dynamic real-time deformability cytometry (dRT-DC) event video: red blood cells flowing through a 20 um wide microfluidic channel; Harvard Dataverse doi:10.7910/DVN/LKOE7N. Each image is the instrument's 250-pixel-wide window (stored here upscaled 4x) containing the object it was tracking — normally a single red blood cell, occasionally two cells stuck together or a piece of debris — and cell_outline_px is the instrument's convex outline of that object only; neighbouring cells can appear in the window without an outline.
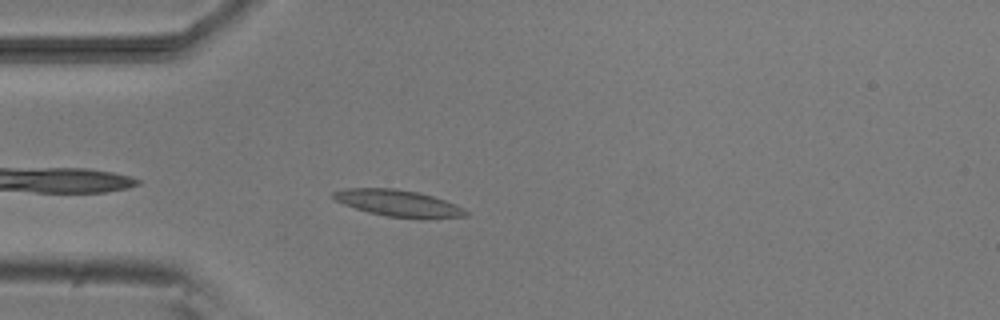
{"species": "common noctule bat (a hibernating species)", "species_latin": "Nyctalus noctula", "temperature_condition": "room temperature", "stored_images_in_passage": 4, "camera_frame_rate_fps": 3000, "um_per_image_px": 0.085, "animal": {"sex": "male", "body_mass_g": 20.5, "forearm_length_mm": 52.5}, "frame": {"image": 1, "passage_image": 4, "time_ms": 3.667, "image_size_px": [1000, 320], "cell_outline_px": [[468, 216], [428, 220], [388, 216], [368, 212], [344, 204], [336, 200], [332, 196], [332, 192], [344, 188], [396, 188], [416, 192], [432, 196], [444, 200], [464, 208], [468, 212]], "centroid_in_image_um": [33.9, 17.29], "position_along_channel_um": 51.1, "area_um2": 20.69}}